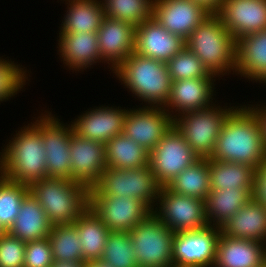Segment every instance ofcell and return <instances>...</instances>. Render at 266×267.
Returning a JSON list of instances; mask_svg holds the SVG:
<instances>
[{"label": "cell", "instance_id": "36", "mask_svg": "<svg viewBox=\"0 0 266 267\" xmlns=\"http://www.w3.org/2000/svg\"><path fill=\"white\" fill-rule=\"evenodd\" d=\"M101 260L112 267H138L129 232H110Z\"/></svg>", "mask_w": 266, "mask_h": 267}, {"label": "cell", "instance_id": "21", "mask_svg": "<svg viewBox=\"0 0 266 267\" xmlns=\"http://www.w3.org/2000/svg\"><path fill=\"white\" fill-rule=\"evenodd\" d=\"M97 36L101 59L112 63V71L135 52V27L130 23L105 17Z\"/></svg>", "mask_w": 266, "mask_h": 267}, {"label": "cell", "instance_id": "9", "mask_svg": "<svg viewBox=\"0 0 266 267\" xmlns=\"http://www.w3.org/2000/svg\"><path fill=\"white\" fill-rule=\"evenodd\" d=\"M89 208L112 232H129L152 212L143 201L126 196H103L94 186L89 189Z\"/></svg>", "mask_w": 266, "mask_h": 267}, {"label": "cell", "instance_id": "26", "mask_svg": "<svg viewBox=\"0 0 266 267\" xmlns=\"http://www.w3.org/2000/svg\"><path fill=\"white\" fill-rule=\"evenodd\" d=\"M51 230L52 224L45 211L29 192L21 203L19 214L7 232L28 242L47 238Z\"/></svg>", "mask_w": 266, "mask_h": 267}, {"label": "cell", "instance_id": "25", "mask_svg": "<svg viewBox=\"0 0 266 267\" xmlns=\"http://www.w3.org/2000/svg\"><path fill=\"white\" fill-rule=\"evenodd\" d=\"M266 83V29L236 40L235 73Z\"/></svg>", "mask_w": 266, "mask_h": 267}, {"label": "cell", "instance_id": "24", "mask_svg": "<svg viewBox=\"0 0 266 267\" xmlns=\"http://www.w3.org/2000/svg\"><path fill=\"white\" fill-rule=\"evenodd\" d=\"M221 233L232 238L266 244V207L253 197L220 227Z\"/></svg>", "mask_w": 266, "mask_h": 267}, {"label": "cell", "instance_id": "18", "mask_svg": "<svg viewBox=\"0 0 266 267\" xmlns=\"http://www.w3.org/2000/svg\"><path fill=\"white\" fill-rule=\"evenodd\" d=\"M186 46L185 40L165 29L155 18L135 27V53L167 63Z\"/></svg>", "mask_w": 266, "mask_h": 267}, {"label": "cell", "instance_id": "1", "mask_svg": "<svg viewBox=\"0 0 266 267\" xmlns=\"http://www.w3.org/2000/svg\"><path fill=\"white\" fill-rule=\"evenodd\" d=\"M265 158L266 147L256 116L246 105L235 107L225 119L209 159L256 169Z\"/></svg>", "mask_w": 266, "mask_h": 267}, {"label": "cell", "instance_id": "39", "mask_svg": "<svg viewBox=\"0 0 266 267\" xmlns=\"http://www.w3.org/2000/svg\"><path fill=\"white\" fill-rule=\"evenodd\" d=\"M26 242L5 232L0 236V267H24Z\"/></svg>", "mask_w": 266, "mask_h": 267}, {"label": "cell", "instance_id": "6", "mask_svg": "<svg viewBox=\"0 0 266 267\" xmlns=\"http://www.w3.org/2000/svg\"><path fill=\"white\" fill-rule=\"evenodd\" d=\"M138 267H173L175 232L153 212L129 231Z\"/></svg>", "mask_w": 266, "mask_h": 267}, {"label": "cell", "instance_id": "23", "mask_svg": "<svg viewBox=\"0 0 266 267\" xmlns=\"http://www.w3.org/2000/svg\"><path fill=\"white\" fill-rule=\"evenodd\" d=\"M58 45L62 61L73 71L87 69L102 60L97 33L59 32Z\"/></svg>", "mask_w": 266, "mask_h": 267}, {"label": "cell", "instance_id": "14", "mask_svg": "<svg viewBox=\"0 0 266 267\" xmlns=\"http://www.w3.org/2000/svg\"><path fill=\"white\" fill-rule=\"evenodd\" d=\"M174 126V118L160 106L127 109L123 134L151 152Z\"/></svg>", "mask_w": 266, "mask_h": 267}, {"label": "cell", "instance_id": "13", "mask_svg": "<svg viewBox=\"0 0 266 267\" xmlns=\"http://www.w3.org/2000/svg\"><path fill=\"white\" fill-rule=\"evenodd\" d=\"M220 227L175 232L172 262L174 266L214 267Z\"/></svg>", "mask_w": 266, "mask_h": 267}, {"label": "cell", "instance_id": "17", "mask_svg": "<svg viewBox=\"0 0 266 267\" xmlns=\"http://www.w3.org/2000/svg\"><path fill=\"white\" fill-rule=\"evenodd\" d=\"M70 154L71 180L93 187L106 169L105 144L72 133Z\"/></svg>", "mask_w": 266, "mask_h": 267}, {"label": "cell", "instance_id": "44", "mask_svg": "<svg viewBox=\"0 0 266 267\" xmlns=\"http://www.w3.org/2000/svg\"><path fill=\"white\" fill-rule=\"evenodd\" d=\"M85 262H74V261H54L51 267H84Z\"/></svg>", "mask_w": 266, "mask_h": 267}, {"label": "cell", "instance_id": "30", "mask_svg": "<svg viewBox=\"0 0 266 267\" xmlns=\"http://www.w3.org/2000/svg\"><path fill=\"white\" fill-rule=\"evenodd\" d=\"M73 225L80 238L83 261L100 260L111 231L90 208Z\"/></svg>", "mask_w": 266, "mask_h": 267}, {"label": "cell", "instance_id": "12", "mask_svg": "<svg viewBox=\"0 0 266 267\" xmlns=\"http://www.w3.org/2000/svg\"><path fill=\"white\" fill-rule=\"evenodd\" d=\"M38 118L31 124L40 132L44 142L47 177L71 179L72 127L61 123L51 112Z\"/></svg>", "mask_w": 266, "mask_h": 267}, {"label": "cell", "instance_id": "3", "mask_svg": "<svg viewBox=\"0 0 266 267\" xmlns=\"http://www.w3.org/2000/svg\"><path fill=\"white\" fill-rule=\"evenodd\" d=\"M89 189L80 182L54 177L29 185L52 225L73 224L89 208Z\"/></svg>", "mask_w": 266, "mask_h": 267}, {"label": "cell", "instance_id": "38", "mask_svg": "<svg viewBox=\"0 0 266 267\" xmlns=\"http://www.w3.org/2000/svg\"><path fill=\"white\" fill-rule=\"evenodd\" d=\"M26 70L14 61L0 57V101L9 100L26 85Z\"/></svg>", "mask_w": 266, "mask_h": 267}, {"label": "cell", "instance_id": "11", "mask_svg": "<svg viewBox=\"0 0 266 267\" xmlns=\"http://www.w3.org/2000/svg\"><path fill=\"white\" fill-rule=\"evenodd\" d=\"M198 159L182 134L173 126L150 152L149 165L158 184L165 187Z\"/></svg>", "mask_w": 266, "mask_h": 267}, {"label": "cell", "instance_id": "29", "mask_svg": "<svg viewBox=\"0 0 266 267\" xmlns=\"http://www.w3.org/2000/svg\"><path fill=\"white\" fill-rule=\"evenodd\" d=\"M252 192L244 189L210 191L205 198V216L209 225L221 227L252 198Z\"/></svg>", "mask_w": 266, "mask_h": 267}, {"label": "cell", "instance_id": "22", "mask_svg": "<svg viewBox=\"0 0 266 267\" xmlns=\"http://www.w3.org/2000/svg\"><path fill=\"white\" fill-rule=\"evenodd\" d=\"M266 244L220 234L214 267H262Z\"/></svg>", "mask_w": 266, "mask_h": 267}, {"label": "cell", "instance_id": "7", "mask_svg": "<svg viewBox=\"0 0 266 267\" xmlns=\"http://www.w3.org/2000/svg\"><path fill=\"white\" fill-rule=\"evenodd\" d=\"M234 108L213 104L207 109L186 112L174 118V126L199 158H210L221 127Z\"/></svg>", "mask_w": 266, "mask_h": 267}, {"label": "cell", "instance_id": "42", "mask_svg": "<svg viewBox=\"0 0 266 267\" xmlns=\"http://www.w3.org/2000/svg\"><path fill=\"white\" fill-rule=\"evenodd\" d=\"M260 105H256L255 107L253 105L247 106L256 116L259 125H260V130H261V134L263 136V142L264 145L266 147V107L263 105L261 107H258Z\"/></svg>", "mask_w": 266, "mask_h": 267}, {"label": "cell", "instance_id": "43", "mask_svg": "<svg viewBox=\"0 0 266 267\" xmlns=\"http://www.w3.org/2000/svg\"><path fill=\"white\" fill-rule=\"evenodd\" d=\"M193 1L195 3L202 5L210 13H216L219 10L222 1L224 0H193Z\"/></svg>", "mask_w": 266, "mask_h": 267}, {"label": "cell", "instance_id": "5", "mask_svg": "<svg viewBox=\"0 0 266 267\" xmlns=\"http://www.w3.org/2000/svg\"><path fill=\"white\" fill-rule=\"evenodd\" d=\"M113 73L148 106L163 107L167 103L172 79L165 62L133 52Z\"/></svg>", "mask_w": 266, "mask_h": 267}, {"label": "cell", "instance_id": "10", "mask_svg": "<svg viewBox=\"0 0 266 267\" xmlns=\"http://www.w3.org/2000/svg\"><path fill=\"white\" fill-rule=\"evenodd\" d=\"M157 201L156 205H160L152 212L174 232L197 230L209 225L203 199L177 194L165 186L161 187Z\"/></svg>", "mask_w": 266, "mask_h": 267}, {"label": "cell", "instance_id": "37", "mask_svg": "<svg viewBox=\"0 0 266 267\" xmlns=\"http://www.w3.org/2000/svg\"><path fill=\"white\" fill-rule=\"evenodd\" d=\"M166 64L172 81L208 78L211 75L197 55L186 46Z\"/></svg>", "mask_w": 266, "mask_h": 267}, {"label": "cell", "instance_id": "8", "mask_svg": "<svg viewBox=\"0 0 266 267\" xmlns=\"http://www.w3.org/2000/svg\"><path fill=\"white\" fill-rule=\"evenodd\" d=\"M94 187L103 196L136 198L152 210L161 189L150 165L132 169L106 168Z\"/></svg>", "mask_w": 266, "mask_h": 267}, {"label": "cell", "instance_id": "41", "mask_svg": "<svg viewBox=\"0 0 266 267\" xmlns=\"http://www.w3.org/2000/svg\"><path fill=\"white\" fill-rule=\"evenodd\" d=\"M252 197L266 207V158L255 170Z\"/></svg>", "mask_w": 266, "mask_h": 267}, {"label": "cell", "instance_id": "15", "mask_svg": "<svg viewBox=\"0 0 266 267\" xmlns=\"http://www.w3.org/2000/svg\"><path fill=\"white\" fill-rule=\"evenodd\" d=\"M215 14L235 40L266 29V0H224Z\"/></svg>", "mask_w": 266, "mask_h": 267}, {"label": "cell", "instance_id": "27", "mask_svg": "<svg viewBox=\"0 0 266 267\" xmlns=\"http://www.w3.org/2000/svg\"><path fill=\"white\" fill-rule=\"evenodd\" d=\"M64 1V0H63ZM68 4L67 14L61 24L60 32L97 33L104 18L105 11L101 0H65ZM70 6V7H69Z\"/></svg>", "mask_w": 266, "mask_h": 267}, {"label": "cell", "instance_id": "46", "mask_svg": "<svg viewBox=\"0 0 266 267\" xmlns=\"http://www.w3.org/2000/svg\"><path fill=\"white\" fill-rule=\"evenodd\" d=\"M6 231L1 227V225H0V236L2 235V234H4Z\"/></svg>", "mask_w": 266, "mask_h": 267}, {"label": "cell", "instance_id": "32", "mask_svg": "<svg viewBox=\"0 0 266 267\" xmlns=\"http://www.w3.org/2000/svg\"><path fill=\"white\" fill-rule=\"evenodd\" d=\"M167 187L177 194L205 200L210 192L209 158H199L180 172Z\"/></svg>", "mask_w": 266, "mask_h": 267}, {"label": "cell", "instance_id": "33", "mask_svg": "<svg viewBox=\"0 0 266 267\" xmlns=\"http://www.w3.org/2000/svg\"><path fill=\"white\" fill-rule=\"evenodd\" d=\"M48 238L52 246L53 261L84 262L80 238L73 224L52 225Z\"/></svg>", "mask_w": 266, "mask_h": 267}, {"label": "cell", "instance_id": "47", "mask_svg": "<svg viewBox=\"0 0 266 267\" xmlns=\"http://www.w3.org/2000/svg\"><path fill=\"white\" fill-rule=\"evenodd\" d=\"M173 267H204V266H173Z\"/></svg>", "mask_w": 266, "mask_h": 267}, {"label": "cell", "instance_id": "45", "mask_svg": "<svg viewBox=\"0 0 266 267\" xmlns=\"http://www.w3.org/2000/svg\"><path fill=\"white\" fill-rule=\"evenodd\" d=\"M84 267H112V266L100 259V260L86 261Z\"/></svg>", "mask_w": 266, "mask_h": 267}, {"label": "cell", "instance_id": "4", "mask_svg": "<svg viewBox=\"0 0 266 267\" xmlns=\"http://www.w3.org/2000/svg\"><path fill=\"white\" fill-rule=\"evenodd\" d=\"M185 43L211 74L219 77L227 73L229 75L230 70L234 73L236 40L215 13L209 14L191 32Z\"/></svg>", "mask_w": 266, "mask_h": 267}, {"label": "cell", "instance_id": "28", "mask_svg": "<svg viewBox=\"0 0 266 267\" xmlns=\"http://www.w3.org/2000/svg\"><path fill=\"white\" fill-rule=\"evenodd\" d=\"M255 168L246 164L209 159L210 191L253 190Z\"/></svg>", "mask_w": 266, "mask_h": 267}, {"label": "cell", "instance_id": "2", "mask_svg": "<svg viewBox=\"0 0 266 267\" xmlns=\"http://www.w3.org/2000/svg\"><path fill=\"white\" fill-rule=\"evenodd\" d=\"M13 136L0 152V174L27 185L47 178L46 150L40 132L28 124Z\"/></svg>", "mask_w": 266, "mask_h": 267}, {"label": "cell", "instance_id": "35", "mask_svg": "<svg viewBox=\"0 0 266 267\" xmlns=\"http://www.w3.org/2000/svg\"><path fill=\"white\" fill-rule=\"evenodd\" d=\"M29 192V185L8 180L0 174V225L6 232L14 223Z\"/></svg>", "mask_w": 266, "mask_h": 267}, {"label": "cell", "instance_id": "34", "mask_svg": "<svg viewBox=\"0 0 266 267\" xmlns=\"http://www.w3.org/2000/svg\"><path fill=\"white\" fill-rule=\"evenodd\" d=\"M105 17L121 20L134 27L153 17L154 0H103Z\"/></svg>", "mask_w": 266, "mask_h": 267}, {"label": "cell", "instance_id": "19", "mask_svg": "<svg viewBox=\"0 0 266 267\" xmlns=\"http://www.w3.org/2000/svg\"><path fill=\"white\" fill-rule=\"evenodd\" d=\"M126 114L125 108L100 106L81 114L70 125L77 136L106 144L123 133Z\"/></svg>", "mask_w": 266, "mask_h": 267}, {"label": "cell", "instance_id": "40", "mask_svg": "<svg viewBox=\"0 0 266 267\" xmlns=\"http://www.w3.org/2000/svg\"><path fill=\"white\" fill-rule=\"evenodd\" d=\"M53 263L52 246L48 237L26 242L24 267H51Z\"/></svg>", "mask_w": 266, "mask_h": 267}, {"label": "cell", "instance_id": "20", "mask_svg": "<svg viewBox=\"0 0 266 267\" xmlns=\"http://www.w3.org/2000/svg\"><path fill=\"white\" fill-rule=\"evenodd\" d=\"M216 76L172 81L170 96L163 108L174 118L183 113L203 110L212 106L214 82ZM214 81V82H213ZM211 99V100H210ZM211 102V104H210ZM178 112V115H174ZM171 110V111H169ZM173 113V115L171 114Z\"/></svg>", "mask_w": 266, "mask_h": 267}, {"label": "cell", "instance_id": "31", "mask_svg": "<svg viewBox=\"0 0 266 267\" xmlns=\"http://www.w3.org/2000/svg\"><path fill=\"white\" fill-rule=\"evenodd\" d=\"M106 168L132 169L149 166L150 152L123 133L105 144Z\"/></svg>", "mask_w": 266, "mask_h": 267}, {"label": "cell", "instance_id": "16", "mask_svg": "<svg viewBox=\"0 0 266 267\" xmlns=\"http://www.w3.org/2000/svg\"><path fill=\"white\" fill-rule=\"evenodd\" d=\"M209 14L193 0H154L153 4V18L184 40Z\"/></svg>", "mask_w": 266, "mask_h": 267}]
</instances>
